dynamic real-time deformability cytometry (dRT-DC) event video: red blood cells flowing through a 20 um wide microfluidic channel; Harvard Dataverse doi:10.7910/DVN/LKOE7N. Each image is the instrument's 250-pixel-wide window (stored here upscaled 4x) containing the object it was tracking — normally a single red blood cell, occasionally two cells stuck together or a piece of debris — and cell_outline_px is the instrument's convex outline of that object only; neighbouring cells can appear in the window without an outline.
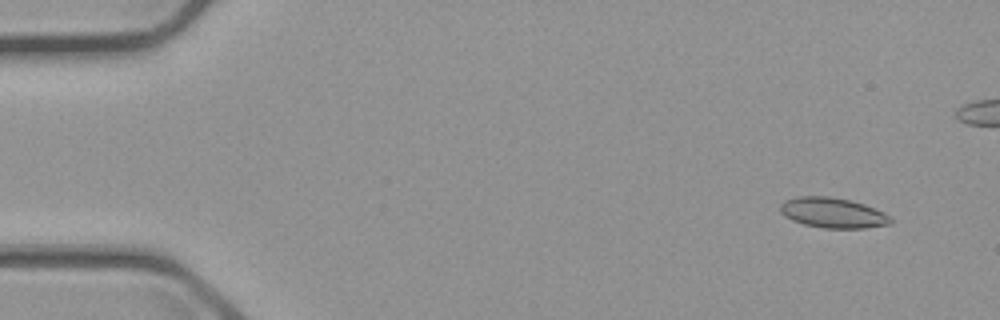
{"species": "common noctule bat (a hibernating species)", "species_latin": "Nyctalus noctula", "temperature_condition": "cold", "stored_images_in_passage": 7, "camera_frame_rate_fps": 3000, "um_per_image_px": 0.085, "animal": {"sex": "male", "body_mass_g": 23.1, "forearm_length_mm": 52.7}, "frame": {"image": 1, "passage_image": 2, "time_ms": 1.333, "image_size_px": [1000, 320], "cell_outline_px": [[892, 224], [864, 228], [824, 228], [804, 224], [792, 220], [784, 216], [780, 212], [780, 204], [784, 200], [800, 196], [828, 196], [848, 200], [864, 204], [884, 212], [892, 220]], "centroid_in_image_um": [70.77, 18.09], "position_along_channel_um": 14.2, "area_um2": 19.42}}
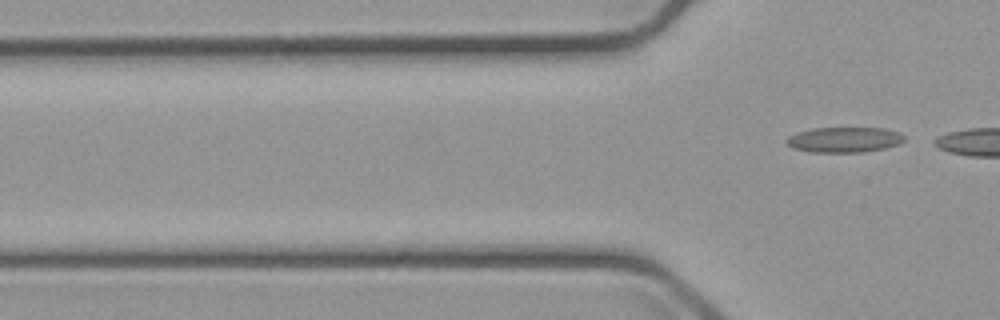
{"frame": {"image": 2, "passage_image": 7, "time_ms": 8.0, "image_size_px": [1000, 320], "cell_outline_px": [[904, 140], [900, 144], [884, 148], [864, 152], [812, 152], [792, 148], [788, 144], [788, 136], [796, 132], [812, 128], [884, 128], [900, 132], [904, 136]], "centroid_in_image_um": [71.78, 11.87], "position_along_channel_um": 54.0, "area_um2": 17.4}}